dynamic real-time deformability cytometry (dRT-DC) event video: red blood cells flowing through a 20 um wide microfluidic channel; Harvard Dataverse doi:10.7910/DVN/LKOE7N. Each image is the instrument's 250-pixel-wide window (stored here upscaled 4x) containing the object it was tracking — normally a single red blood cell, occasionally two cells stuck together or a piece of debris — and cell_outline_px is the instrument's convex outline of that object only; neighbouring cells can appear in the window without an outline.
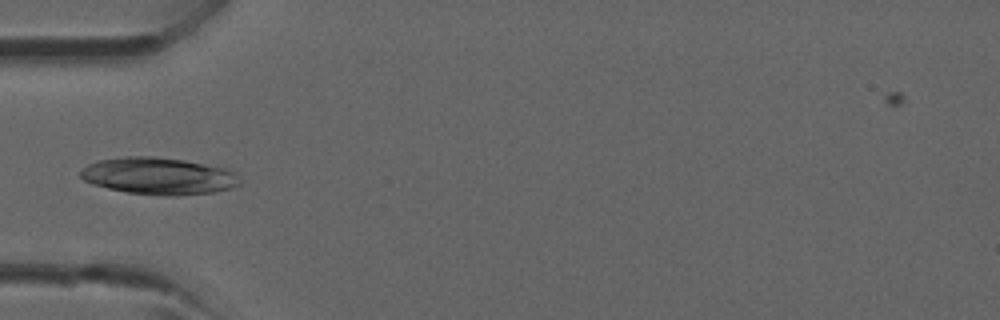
{"species": "common noctule bat (a hibernating species)", "species_latin": "Nyctalus noctula", "temperature_condition": "room temperature", "stored_images_in_passage": 2, "camera_frame_rate_fps": 3000, "um_per_image_px": 0.085, "animal": {"sex": "male", "forearm_length_mm": 52.5}, "frame": {"image": 1, "passage_image": 2, "time_ms": 2.333, "image_size_px": [1000, 320], "cell_outline_px": [[240, 184], [232, 188], [212, 192], [176, 196], [164, 196], [128, 192], [108, 188], [92, 184], [84, 180], [80, 176], [80, 172], [88, 164], [100, 160], [124, 156], [156, 156], [184, 160], [228, 168], [236, 172], [240, 180]], "centroid_in_image_um": [13.52, 14.95], "position_along_channel_um": 71.5, "area_um2": 34.51}}